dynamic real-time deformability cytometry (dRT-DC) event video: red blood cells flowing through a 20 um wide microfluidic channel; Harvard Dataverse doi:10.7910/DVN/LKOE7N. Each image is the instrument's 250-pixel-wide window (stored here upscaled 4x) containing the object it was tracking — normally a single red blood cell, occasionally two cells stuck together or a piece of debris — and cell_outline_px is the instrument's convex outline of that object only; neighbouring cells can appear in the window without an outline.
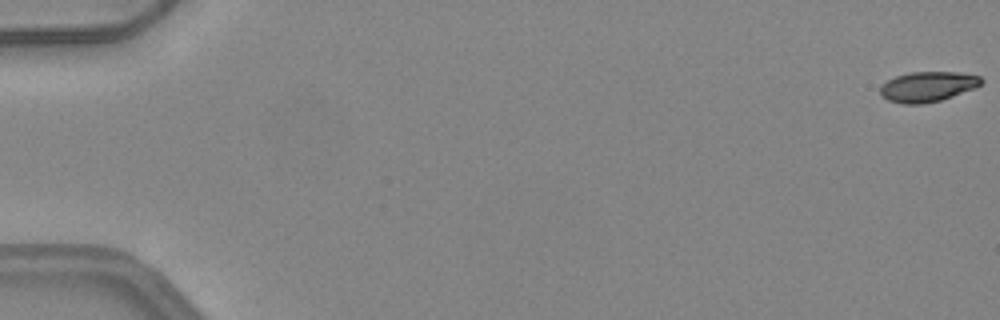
{"species": "common noctule bat (a hibernating species)", "species_latin": "Nyctalus noctula", "temperature_condition": "warm", "stored_images_in_passage": 51, "camera_frame_rate_fps": 3000, "um_per_image_px": 0.085, "animal": {"sex": "female", "body_mass_g": 24.6, "forearm_length_mm": 56.2}, "frame": {"image": 1, "passage_image": 1, "time_ms": 0.0, "image_size_px": [1000, 320], "cell_outline_px": [[984, 80], [976, 88], [940, 100], [924, 104], [900, 104], [888, 100], [880, 92], [880, 84], [896, 76], [908, 72], [956, 72], [980, 76]], "centroid_in_image_um": [78.84, 7.36], "position_along_channel_um": 6.2, "area_um2": 17.8}}
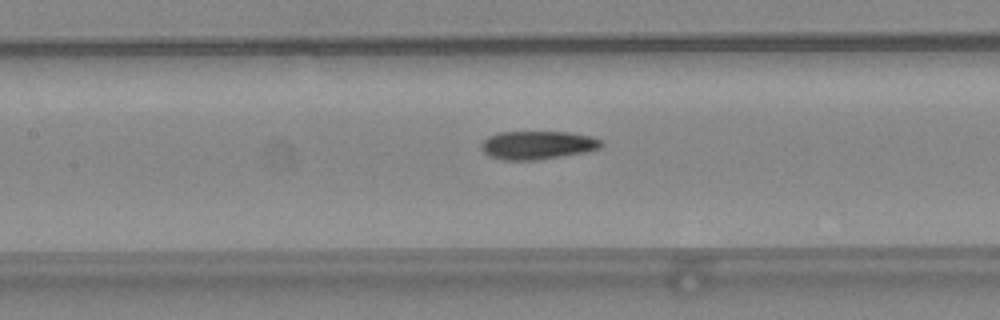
{"frame": {"image": 2, "passage_image": 25, "time_ms": 8.0, "image_size_px": [1000, 320], "cell_outline_px": [[604, 144], [600, 148], [588, 152], [536, 160], [504, 160], [488, 156], [480, 148], [480, 144], [488, 136], [496, 132], [572, 132], [592, 136], [604, 140]], "centroid_in_image_um": [45.72, 12.33], "position_along_channel_um": 161.7, "area_um2": 20.23}}
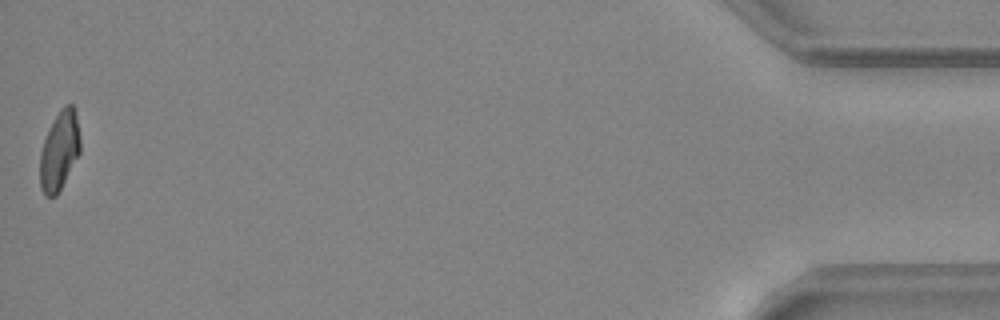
{"frame": {"image": 3, "passage_image": 51, "time_ms": 16.667, "image_size_px": [1000, 320], "cell_outline_px": [[80, 152], [56, 196], [44, 196], [40, 188], [40, 152], [44, 140], [60, 108], [64, 104], [72, 104], [76, 112], [80, 136]], "centroid_in_image_um": [5.05, 12.8], "position_along_channel_um": 430.1, "area_um2": 18.38}, "authors_computed_cell_mechanics": {"area_um2": 19.652, "velocity_mm_per_s": 4.1811, "shape_relaxation_time_tau1_ms": 10.4665, "shape_relaxation_time_tau2_ms": 3.2143, "deformation_change_tau1": 0.2667, "deformation_change_tau2": 0.1028}}